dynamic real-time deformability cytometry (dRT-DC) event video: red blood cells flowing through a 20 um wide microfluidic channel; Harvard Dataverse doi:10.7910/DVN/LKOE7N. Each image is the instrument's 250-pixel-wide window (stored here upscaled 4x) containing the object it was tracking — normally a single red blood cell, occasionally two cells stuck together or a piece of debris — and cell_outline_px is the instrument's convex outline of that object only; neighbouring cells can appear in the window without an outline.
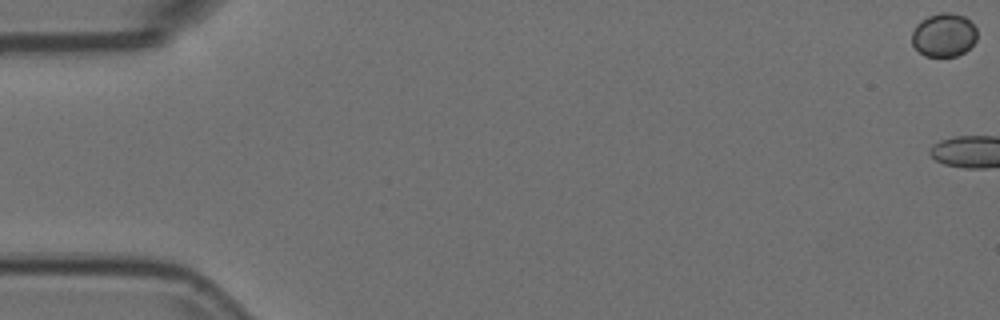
{"species": "Egyptian fruit bat (a non-hibernating species)", "species_latin": "Rousettus aegyptiacus", "temperature_condition": "room temperature", "stored_images_in_passage": 4, "camera_frame_rate_fps": 3000, "um_per_image_px": 0.085, "animal": {"sex": "female"}, "frame": {"image": 1, "passage_image": 1, "time_ms": 0.0, "image_size_px": [1000, 320], "cell_outline_px": [[976, 40], [964, 52], [956, 56], [924, 56], [912, 44], [912, 32], [916, 24], [920, 20], [928, 16], [940, 12], [952, 12], [964, 16], [976, 28]], "centroid_in_image_um": [80.21, 2.96], "position_along_channel_um": 4.8, "area_um2": 16.53}}